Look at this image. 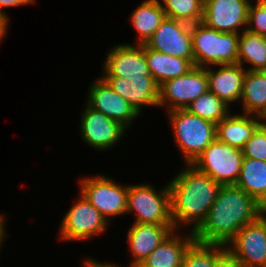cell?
Returning <instances> with one entry per match:
<instances>
[{
    "label": "cell",
    "instance_id": "1",
    "mask_svg": "<svg viewBox=\"0 0 266 267\" xmlns=\"http://www.w3.org/2000/svg\"><path fill=\"white\" fill-rule=\"evenodd\" d=\"M260 208L251 195L236 185L221 186L205 220L193 231L195 241L226 246L242 227L257 219Z\"/></svg>",
    "mask_w": 266,
    "mask_h": 267
},
{
    "label": "cell",
    "instance_id": "2",
    "mask_svg": "<svg viewBox=\"0 0 266 267\" xmlns=\"http://www.w3.org/2000/svg\"><path fill=\"white\" fill-rule=\"evenodd\" d=\"M189 166V170H184L172 180L169 188L174 229L179 221L184 223L194 221L193 232L205 220L221 185L193 165Z\"/></svg>",
    "mask_w": 266,
    "mask_h": 267
},
{
    "label": "cell",
    "instance_id": "3",
    "mask_svg": "<svg viewBox=\"0 0 266 267\" xmlns=\"http://www.w3.org/2000/svg\"><path fill=\"white\" fill-rule=\"evenodd\" d=\"M240 34L219 32L198 22L192 24L194 66L237 64Z\"/></svg>",
    "mask_w": 266,
    "mask_h": 267
},
{
    "label": "cell",
    "instance_id": "4",
    "mask_svg": "<svg viewBox=\"0 0 266 267\" xmlns=\"http://www.w3.org/2000/svg\"><path fill=\"white\" fill-rule=\"evenodd\" d=\"M169 112L177 144L188 165L192 164L216 139V124L196 116L186 109Z\"/></svg>",
    "mask_w": 266,
    "mask_h": 267
},
{
    "label": "cell",
    "instance_id": "5",
    "mask_svg": "<svg viewBox=\"0 0 266 267\" xmlns=\"http://www.w3.org/2000/svg\"><path fill=\"white\" fill-rule=\"evenodd\" d=\"M244 156L242 150L215 139L191 164L221 186L236 185Z\"/></svg>",
    "mask_w": 266,
    "mask_h": 267
},
{
    "label": "cell",
    "instance_id": "6",
    "mask_svg": "<svg viewBox=\"0 0 266 267\" xmlns=\"http://www.w3.org/2000/svg\"><path fill=\"white\" fill-rule=\"evenodd\" d=\"M136 211L140 224L173 225L170 188L156 193L148 185L128 186L126 212Z\"/></svg>",
    "mask_w": 266,
    "mask_h": 267
},
{
    "label": "cell",
    "instance_id": "7",
    "mask_svg": "<svg viewBox=\"0 0 266 267\" xmlns=\"http://www.w3.org/2000/svg\"><path fill=\"white\" fill-rule=\"evenodd\" d=\"M207 90H209L207 69L194 66L187 74L159 85V105H164L168 100L172 104L169 106V111L186 109Z\"/></svg>",
    "mask_w": 266,
    "mask_h": 267
},
{
    "label": "cell",
    "instance_id": "8",
    "mask_svg": "<svg viewBox=\"0 0 266 267\" xmlns=\"http://www.w3.org/2000/svg\"><path fill=\"white\" fill-rule=\"evenodd\" d=\"M81 194L106 220L126 213L128 186L121 187L111 179L98 176L81 181Z\"/></svg>",
    "mask_w": 266,
    "mask_h": 267
},
{
    "label": "cell",
    "instance_id": "9",
    "mask_svg": "<svg viewBox=\"0 0 266 267\" xmlns=\"http://www.w3.org/2000/svg\"><path fill=\"white\" fill-rule=\"evenodd\" d=\"M145 45L164 54L194 59L192 24L165 17Z\"/></svg>",
    "mask_w": 266,
    "mask_h": 267
},
{
    "label": "cell",
    "instance_id": "10",
    "mask_svg": "<svg viewBox=\"0 0 266 267\" xmlns=\"http://www.w3.org/2000/svg\"><path fill=\"white\" fill-rule=\"evenodd\" d=\"M64 217L61 237L65 240H80L101 233L107 224L103 215L81 194Z\"/></svg>",
    "mask_w": 266,
    "mask_h": 267
},
{
    "label": "cell",
    "instance_id": "11",
    "mask_svg": "<svg viewBox=\"0 0 266 267\" xmlns=\"http://www.w3.org/2000/svg\"><path fill=\"white\" fill-rule=\"evenodd\" d=\"M248 0H204L202 23L219 32L237 33L247 25Z\"/></svg>",
    "mask_w": 266,
    "mask_h": 267
},
{
    "label": "cell",
    "instance_id": "12",
    "mask_svg": "<svg viewBox=\"0 0 266 267\" xmlns=\"http://www.w3.org/2000/svg\"><path fill=\"white\" fill-rule=\"evenodd\" d=\"M235 249H227L244 267H266V233L256 219L242 227L231 241Z\"/></svg>",
    "mask_w": 266,
    "mask_h": 267
},
{
    "label": "cell",
    "instance_id": "13",
    "mask_svg": "<svg viewBox=\"0 0 266 267\" xmlns=\"http://www.w3.org/2000/svg\"><path fill=\"white\" fill-rule=\"evenodd\" d=\"M137 47L130 45L114 47L105 61L104 74L128 80L152 77L144 53V44H138Z\"/></svg>",
    "mask_w": 266,
    "mask_h": 267
},
{
    "label": "cell",
    "instance_id": "14",
    "mask_svg": "<svg viewBox=\"0 0 266 267\" xmlns=\"http://www.w3.org/2000/svg\"><path fill=\"white\" fill-rule=\"evenodd\" d=\"M90 87L88 106L105 116L119 122L122 126H129L131 120L137 117V110L102 78Z\"/></svg>",
    "mask_w": 266,
    "mask_h": 267
},
{
    "label": "cell",
    "instance_id": "15",
    "mask_svg": "<svg viewBox=\"0 0 266 267\" xmlns=\"http://www.w3.org/2000/svg\"><path fill=\"white\" fill-rule=\"evenodd\" d=\"M81 129L87 144L97 149H106L122 137L125 127L87 106L82 115Z\"/></svg>",
    "mask_w": 266,
    "mask_h": 267
},
{
    "label": "cell",
    "instance_id": "16",
    "mask_svg": "<svg viewBox=\"0 0 266 267\" xmlns=\"http://www.w3.org/2000/svg\"><path fill=\"white\" fill-rule=\"evenodd\" d=\"M103 79L138 113L144 104L159 106V85L153 77L128 80L118 76H104Z\"/></svg>",
    "mask_w": 266,
    "mask_h": 267
},
{
    "label": "cell",
    "instance_id": "17",
    "mask_svg": "<svg viewBox=\"0 0 266 267\" xmlns=\"http://www.w3.org/2000/svg\"><path fill=\"white\" fill-rule=\"evenodd\" d=\"M174 225L134 223L130 228L127 240L135 260L140 265L172 232Z\"/></svg>",
    "mask_w": 266,
    "mask_h": 267
},
{
    "label": "cell",
    "instance_id": "18",
    "mask_svg": "<svg viewBox=\"0 0 266 267\" xmlns=\"http://www.w3.org/2000/svg\"><path fill=\"white\" fill-rule=\"evenodd\" d=\"M245 73L239 64L221 65L217 72L207 69L209 90L228 105L241 98Z\"/></svg>",
    "mask_w": 266,
    "mask_h": 267
},
{
    "label": "cell",
    "instance_id": "19",
    "mask_svg": "<svg viewBox=\"0 0 266 267\" xmlns=\"http://www.w3.org/2000/svg\"><path fill=\"white\" fill-rule=\"evenodd\" d=\"M144 53L151 76L158 85L187 74L194 67V59H182L152 50L144 44Z\"/></svg>",
    "mask_w": 266,
    "mask_h": 267
},
{
    "label": "cell",
    "instance_id": "20",
    "mask_svg": "<svg viewBox=\"0 0 266 267\" xmlns=\"http://www.w3.org/2000/svg\"><path fill=\"white\" fill-rule=\"evenodd\" d=\"M262 123L246 115L229 114L216 124V139L231 147L242 150L245 143Z\"/></svg>",
    "mask_w": 266,
    "mask_h": 267
},
{
    "label": "cell",
    "instance_id": "21",
    "mask_svg": "<svg viewBox=\"0 0 266 267\" xmlns=\"http://www.w3.org/2000/svg\"><path fill=\"white\" fill-rule=\"evenodd\" d=\"M172 235L171 233L139 267H181L184 254L195 238L193 232L188 238L181 240Z\"/></svg>",
    "mask_w": 266,
    "mask_h": 267
},
{
    "label": "cell",
    "instance_id": "22",
    "mask_svg": "<svg viewBox=\"0 0 266 267\" xmlns=\"http://www.w3.org/2000/svg\"><path fill=\"white\" fill-rule=\"evenodd\" d=\"M236 186L266 205V161L244 157Z\"/></svg>",
    "mask_w": 266,
    "mask_h": 267
},
{
    "label": "cell",
    "instance_id": "23",
    "mask_svg": "<svg viewBox=\"0 0 266 267\" xmlns=\"http://www.w3.org/2000/svg\"><path fill=\"white\" fill-rule=\"evenodd\" d=\"M241 98L245 114L255 113L262 119L266 113V71H246Z\"/></svg>",
    "mask_w": 266,
    "mask_h": 267
},
{
    "label": "cell",
    "instance_id": "24",
    "mask_svg": "<svg viewBox=\"0 0 266 267\" xmlns=\"http://www.w3.org/2000/svg\"><path fill=\"white\" fill-rule=\"evenodd\" d=\"M131 17L133 26L140 34L138 44L142 45L151 38L166 15L158 0H146L134 10Z\"/></svg>",
    "mask_w": 266,
    "mask_h": 267
},
{
    "label": "cell",
    "instance_id": "25",
    "mask_svg": "<svg viewBox=\"0 0 266 267\" xmlns=\"http://www.w3.org/2000/svg\"><path fill=\"white\" fill-rule=\"evenodd\" d=\"M243 59L253 64L248 70L266 71V36L245 29L238 41L237 64L242 66Z\"/></svg>",
    "mask_w": 266,
    "mask_h": 267
},
{
    "label": "cell",
    "instance_id": "26",
    "mask_svg": "<svg viewBox=\"0 0 266 267\" xmlns=\"http://www.w3.org/2000/svg\"><path fill=\"white\" fill-rule=\"evenodd\" d=\"M227 106L228 105L216 94L207 90L204 94L191 102L186 107V110L196 116L217 124L228 115Z\"/></svg>",
    "mask_w": 266,
    "mask_h": 267
},
{
    "label": "cell",
    "instance_id": "27",
    "mask_svg": "<svg viewBox=\"0 0 266 267\" xmlns=\"http://www.w3.org/2000/svg\"><path fill=\"white\" fill-rule=\"evenodd\" d=\"M221 248L222 245L194 241L184 254L181 267H215L217 260L227 251Z\"/></svg>",
    "mask_w": 266,
    "mask_h": 267
},
{
    "label": "cell",
    "instance_id": "28",
    "mask_svg": "<svg viewBox=\"0 0 266 267\" xmlns=\"http://www.w3.org/2000/svg\"><path fill=\"white\" fill-rule=\"evenodd\" d=\"M166 17L195 24L202 21L204 0H163Z\"/></svg>",
    "mask_w": 266,
    "mask_h": 267
},
{
    "label": "cell",
    "instance_id": "29",
    "mask_svg": "<svg viewBox=\"0 0 266 267\" xmlns=\"http://www.w3.org/2000/svg\"><path fill=\"white\" fill-rule=\"evenodd\" d=\"M244 157L266 161V127L261 124L242 149Z\"/></svg>",
    "mask_w": 266,
    "mask_h": 267
},
{
    "label": "cell",
    "instance_id": "30",
    "mask_svg": "<svg viewBox=\"0 0 266 267\" xmlns=\"http://www.w3.org/2000/svg\"><path fill=\"white\" fill-rule=\"evenodd\" d=\"M253 23L255 28H248L246 30L266 36V0H257L255 7L251 4L249 5L247 24Z\"/></svg>",
    "mask_w": 266,
    "mask_h": 267
},
{
    "label": "cell",
    "instance_id": "31",
    "mask_svg": "<svg viewBox=\"0 0 266 267\" xmlns=\"http://www.w3.org/2000/svg\"><path fill=\"white\" fill-rule=\"evenodd\" d=\"M215 267H244L228 250L217 260Z\"/></svg>",
    "mask_w": 266,
    "mask_h": 267
},
{
    "label": "cell",
    "instance_id": "32",
    "mask_svg": "<svg viewBox=\"0 0 266 267\" xmlns=\"http://www.w3.org/2000/svg\"><path fill=\"white\" fill-rule=\"evenodd\" d=\"M34 1L35 0H0V8L27 5L32 2L34 3ZM0 11L3 12L2 10Z\"/></svg>",
    "mask_w": 266,
    "mask_h": 267
},
{
    "label": "cell",
    "instance_id": "33",
    "mask_svg": "<svg viewBox=\"0 0 266 267\" xmlns=\"http://www.w3.org/2000/svg\"><path fill=\"white\" fill-rule=\"evenodd\" d=\"M7 17L4 14V12L0 11V39L4 36L5 32H6V27H7Z\"/></svg>",
    "mask_w": 266,
    "mask_h": 267
},
{
    "label": "cell",
    "instance_id": "34",
    "mask_svg": "<svg viewBox=\"0 0 266 267\" xmlns=\"http://www.w3.org/2000/svg\"><path fill=\"white\" fill-rule=\"evenodd\" d=\"M264 214H266V207L261 206V208L258 212L257 220L263 225V228H264L265 233H266V217Z\"/></svg>",
    "mask_w": 266,
    "mask_h": 267
},
{
    "label": "cell",
    "instance_id": "35",
    "mask_svg": "<svg viewBox=\"0 0 266 267\" xmlns=\"http://www.w3.org/2000/svg\"><path fill=\"white\" fill-rule=\"evenodd\" d=\"M86 267H116L112 265H107V264H101V263H96L93 260H87L86 262ZM131 267H139V265L136 264H131Z\"/></svg>",
    "mask_w": 266,
    "mask_h": 267
},
{
    "label": "cell",
    "instance_id": "36",
    "mask_svg": "<svg viewBox=\"0 0 266 267\" xmlns=\"http://www.w3.org/2000/svg\"><path fill=\"white\" fill-rule=\"evenodd\" d=\"M3 217L0 216V243L3 241V234H4V230H3Z\"/></svg>",
    "mask_w": 266,
    "mask_h": 267
}]
</instances>
